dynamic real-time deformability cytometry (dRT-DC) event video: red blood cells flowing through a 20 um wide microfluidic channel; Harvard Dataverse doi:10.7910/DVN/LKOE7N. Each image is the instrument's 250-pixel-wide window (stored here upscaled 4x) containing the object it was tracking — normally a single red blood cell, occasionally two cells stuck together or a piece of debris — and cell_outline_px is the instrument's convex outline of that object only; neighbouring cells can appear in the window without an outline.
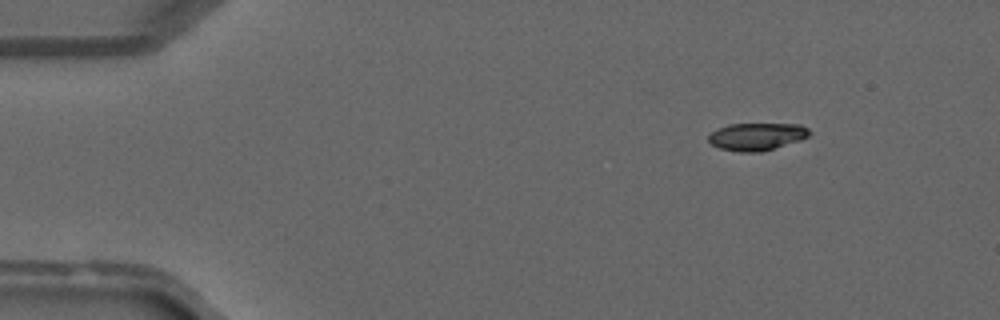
{"species": "common noctule bat (a hibernating species)", "species_latin": "Nyctalus noctula", "temperature_condition": "warm", "stored_images_in_passage": 37, "camera_frame_rate_fps": 3000, "um_per_image_px": 0.085, "animal": {"sex": "male", "forearm_length_mm": 52.5}, "frame": {"image": 1, "passage_image": 2, "time_ms": 0.333, "image_size_px": [1000, 320], "cell_outline_px": [[812, 132], [808, 136], [800, 140], [760, 152], [740, 152], [720, 148], [712, 144], [708, 140], [708, 136], [712, 132], [728, 124], [800, 124], [808, 128]], "centroid_in_image_um": [64.34, 11.6], "position_along_channel_um": 20.7, "area_um2": 16.01}}
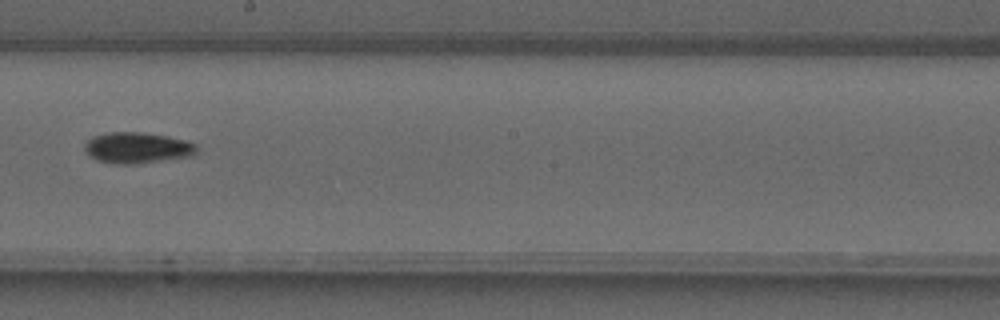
{"frame": {"image": 2, "passage_image": 20, "time_ms": 6.333, "image_size_px": [1000, 320], "cell_outline_px": [[196, 152], [192, 156], [136, 164], [112, 164], [96, 160], [88, 156], [84, 152], [84, 144], [92, 136], [112, 132], [140, 132], [168, 136], [184, 140], [196, 144]], "centroid_in_image_um": [11.61, 12.57], "position_along_channel_um": 236.6, "area_um2": 20.4}}
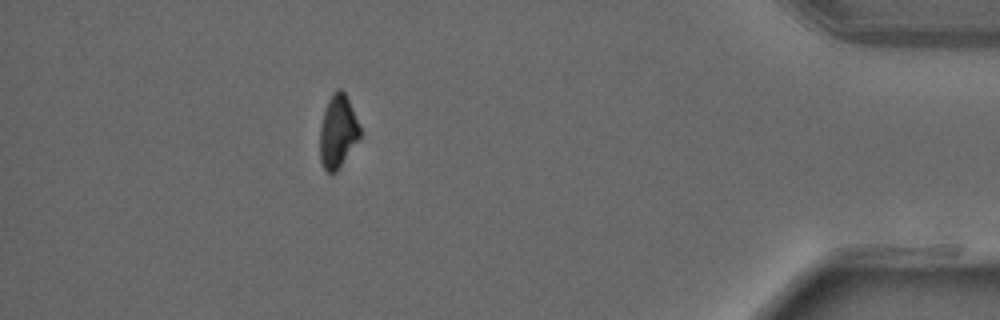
{"frame": {"image": 3, "passage_image": 33, "time_ms": 10.667, "image_size_px": [1000, 320], "cell_outline_px": [[360, 140], [336, 172], [328, 172], [324, 168], [320, 160], [320, 128], [324, 112], [328, 100], [332, 92], [336, 88], [340, 88], [344, 92], [348, 100], [360, 128]], "centroid_in_image_um": [28.72, 11.19], "position_along_channel_um": 406.5, "area_um2": 16.94}}